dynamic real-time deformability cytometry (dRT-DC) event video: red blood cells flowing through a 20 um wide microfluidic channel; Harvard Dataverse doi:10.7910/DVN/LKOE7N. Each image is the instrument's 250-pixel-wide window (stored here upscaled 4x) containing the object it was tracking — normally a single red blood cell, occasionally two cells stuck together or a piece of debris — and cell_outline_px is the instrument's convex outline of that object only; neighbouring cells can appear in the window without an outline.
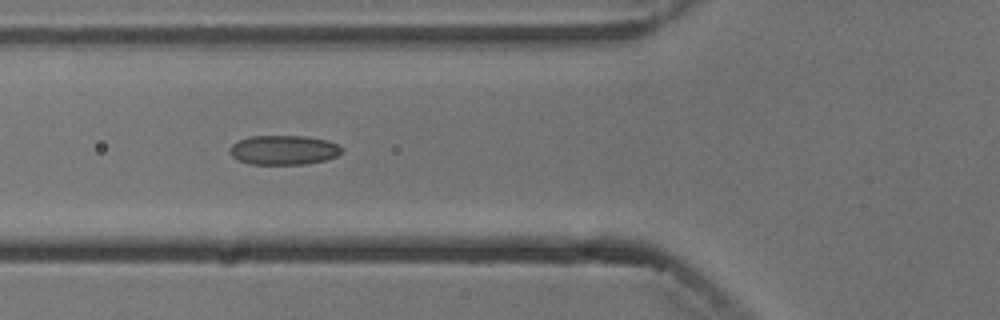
{"species": "common noctule bat (a hibernating species)", "species_latin": "Nyctalus noctula", "temperature_condition": "cold", "stored_images_in_passage": 8, "camera_frame_rate_fps": 3000, "um_per_image_px": 0.085, "animal": {"sex": "male", "body_mass_g": 13.3}, "frame": {"image": 1, "passage_image": 4, "time_ms": 4.333, "image_size_px": [1000, 320], "cell_outline_px": [[344, 148], [336, 156], [324, 160], [304, 164], [252, 164], [240, 160], [232, 156], [232, 144], [248, 136], [304, 136], [328, 140]], "centroid_in_image_um": [24.14, 12.74], "position_along_channel_um": 101.7, "area_um2": 18.9}}
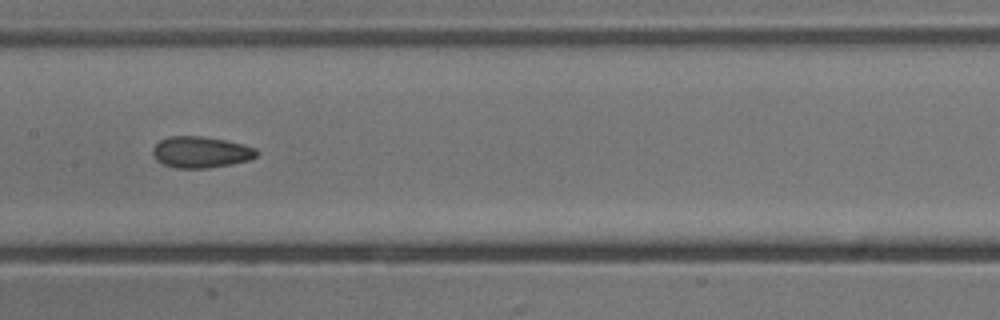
{"frame": {"image": 2, "passage_image": 6, "time_ms": 6.667, "image_size_px": [1000, 320], "cell_outline_px": [[260, 152], [256, 156], [248, 160], [232, 164], [208, 168], [176, 168], [164, 164], [156, 160], [152, 156], [152, 148], [160, 140], [168, 136], [200, 136], [228, 140], [244, 144], [256, 148]], "centroid_in_image_um": [17.08, 12.92], "position_along_channel_um": 190.3, "area_um2": 19.19}}
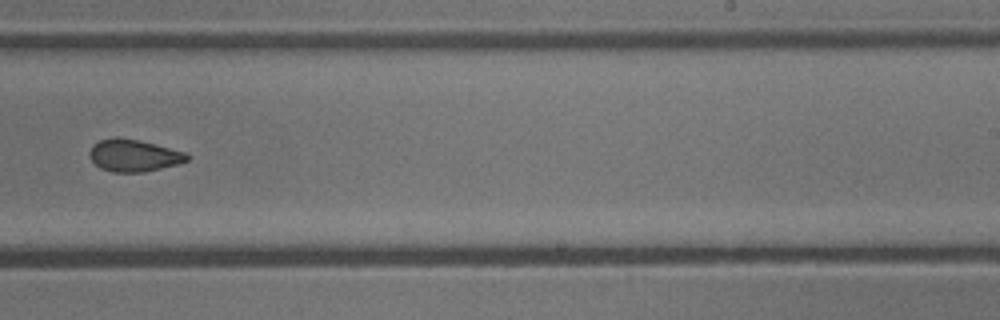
{"frame": {"image": 3, "passage_image": 8, "time_ms": 9.0, "image_size_px": [1000, 320], "cell_outline_px": [[188, 160], [176, 164], [144, 172], [112, 172], [100, 168], [88, 156], [88, 152], [92, 144], [100, 140], [112, 136], [116, 136], [136, 140], [188, 152]], "centroid_in_image_um": [11.32, 13.2], "position_along_channel_um": 277.7, "area_um2": 18.26}}